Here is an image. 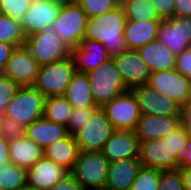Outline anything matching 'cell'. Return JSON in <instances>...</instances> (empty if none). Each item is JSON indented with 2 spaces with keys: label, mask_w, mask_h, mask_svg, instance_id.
<instances>
[{
  "label": "cell",
  "mask_w": 191,
  "mask_h": 190,
  "mask_svg": "<svg viewBox=\"0 0 191 190\" xmlns=\"http://www.w3.org/2000/svg\"><path fill=\"white\" fill-rule=\"evenodd\" d=\"M126 15L123 7L88 18L84 38L99 41L107 49L110 57L127 50L124 39Z\"/></svg>",
  "instance_id": "6da1fadb"
},
{
  "label": "cell",
  "mask_w": 191,
  "mask_h": 190,
  "mask_svg": "<svg viewBox=\"0 0 191 190\" xmlns=\"http://www.w3.org/2000/svg\"><path fill=\"white\" fill-rule=\"evenodd\" d=\"M86 74L90 81L92 97L100 108L128 91L112 58Z\"/></svg>",
  "instance_id": "7a4b0ae2"
},
{
  "label": "cell",
  "mask_w": 191,
  "mask_h": 190,
  "mask_svg": "<svg viewBox=\"0 0 191 190\" xmlns=\"http://www.w3.org/2000/svg\"><path fill=\"white\" fill-rule=\"evenodd\" d=\"M109 163L101 151H80L69 173L83 189L104 190Z\"/></svg>",
  "instance_id": "3957f363"
},
{
  "label": "cell",
  "mask_w": 191,
  "mask_h": 190,
  "mask_svg": "<svg viewBox=\"0 0 191 190\" xmlns=\"http://www.w3.org/2000/svg\"><path fill=\"white\" fill-rule=\"evenodd\" d=\"M87 20L86 13L77 2H62L58 17L51 28L71 50L84 39Z\"/></svg>",
  "instance_id": "277c9868"
},
{
  "label": "cell",
  "mask_w": 191,
  "mask_h": 190,
  "mask_svg": "<svg viewBox=\"0 0 191 190\" xmlns=\"http://www.w3.org/2000/svg\"><path fill=\"white\" fill-rule=\"evenodd\" d=\"M75 73L74 61L69 55L60 61L40 66L33 86L46 98L64 95Z\"/></svg>",
  "instance_id": "5b68a950"
},
{
  "label": "cell",
  "mask_w": 191,
  "mask_h": 190,
  "mask_svg": "<svg viewBox=\"0 0 191 190\" xmlns=\"http://www.w3.org/2000/svg\"><path fill=\"white\" fill-rule=\"evenodd\" d=\"M45 99L46 97L34 86L19 87L7 104L5 115L28 127L43 117Z\"/></svg>",
  "instance_id": "8992f818"
},
{
  "label": "cell",
  "mask_w": 191,
  "mask_h": 190,
  "mask_svg": "<svg viewBox=\"0 0 191 190\" xmlns=\"http://www.w3.org/2000/svg\"><path fill=\"white\" fill-rule=\"evenodd\" d=\"M25 46L40 66L60 61L70 55V49L52 28L27 37Z\"/></svg>",
  "instance_id": "52a82bcc"
},
{
  "label": "cell",
  "mask_w": 191,
  "mask_h": 190,
  "mask_svg": "<svg viewBox=\"0 0 191 190\" xmlns=\"http://www.w3.org/2000/svg\"><path fill=\"white\" fill-rule=\"evenodd\" d=\"M114 128L99 107L73 136L81 152L101 151Z\"/></svg>",
  "instance_id": "ba28073f"
},
{
  "label": "cell",
  "mask_w": 191,
  "mask_h": 190,
  "mask_svg": "<svg viewBox=\"0 0 191 190\" xmlns=\"http://www.w3.org/2000/svg\"><path fill=\"white\" fill-rule=\"evenodd\" d=\"M128 91L138 102L141 114L154 116L180 115L181 106L174 100L155 91L148 82L134 84Z\"/></svg>",
  "instance_id": "9c48e42d"
},
{
  "label": "cell",
  "mask_w": 191,
  "mask_h": 190,
  "mask_svg": "<svg viewBox=\"0 0 191 190\" xmlns=\"http://www.w3.org/2000/svg\"><path fill=\"white\" fill-rule=\"evenodd\" d=\"M101 109L114 130L134 131L141 116L139 104L129 91L107 102Z\"/></svg>",
  "instance_id": "30bf717a"
},
{
  "label": "cell",
  "mask_w": 191,
  "mask_h": 190,
  "mask_svg": "<svg viewBox=\"0 0 191 190\" xmlns=\"http://www.w3.org/2000/svg\"><path fill=\"white\" fill-rule=\"evenodd\" d=\"M148 83L155 91L174 100L180 106L191 98V80L175 68L153 72Z\"/></svg>",
  "instance_id": "8fae6325"
},
{
  "label": "cell",
  "mask_w": 191,
  "mask_h": 190,
  "mask_svg": "<svg viewBox=\"0 0 191 190\" xmlns=\"http://www.w3.org/2000/svg\"><path fill=\"white\" fill-rule=\"evenodd\" d=\"M61 3L58 0H33L21 20V27L25 38L50 29L58 17Z\"/></svg>",
  "instance_id": "7c38bea8"
},
{
  "label": "cell",
  "mask_w": 191,
  "mask_h": 190,
  "mask_svg": "<svg viewBox=\"0 0 191 190\" xmlns=\"http://www.w3.org/2000/svg\"><path fill=\"white\" fill-rule=\"evenodd\" d=\"M157 40L176 56L191 47V16L161 19Z\"/></svg>",
  "instance_id": "4fadbf2b"
},
{
  "label": "cell",
  "mask_w": 191,
  "mask_h": 190,
  "mask_svg": "<svg viewBox=\"0 0 191 190\" xmlns=\"http://www.w3.org/2000/svg\"><path fill=\"white\" fill-rule=\"evenodd\" d=\"M39 70L40 64L23 45L15 47L3 70V75L12 79L20 87L33 86Z\"/></svg>",
  "instance_id": "5bb4252c"
},
{
  "label": "cell",
  "mask_w": 191,
  "mask_h": 190,
  "mask_svg": "<svg viewBox=\"0 0 191 190\" xmlns=\"http://www.w3.org/2000/svg\"><path fill=\"white\" fill-rule=\"evenodd\" d=\"M139 160L142 166L159 170L179 168V160L164 139H149L140 141Z\"/></svg>",
  "instance_id": "9a60e30c"
},
{
  "label": "cell",
  "mask_w": 191,
  "mask_h": 190,
  "mask_svg": "<svg viewBox=\"0 0 191 190\" xmlns=\"http://www.w3.org/2000/svg\"><path fill=\"white\" fill-rule=\"evenodd\" d=\"M125 86L129 89L134 84L149 82L153 71L142 60L137 50L127 49L112 57Z\"/></svg>",
  "instance_id": "2e32d148"
},
{
  "label": "cell",
  "mask_w": 191,
  "mask_h": 190,
  "mask_svg": "<svg viewBox=\"0 0 191 190\" xmlns=\"http://www.w3.org/2000/svg\"><path fill=\"white\" fill-rule=\"evenodd\" d=\"M140 141L133 130H114L101 153L109 162L139 158Z\"/></svg>",
  "instance_id": "e0dca14e"
},
{
  "label": "cell",
  "mask_w": 191,
  "mask_h": 190,
  "mask_svg": "<svg viewBox=\"0 0 191 190\" xmlns=\"http://www.w3.org/2000/svg\"><path fill=\"white\" fill-rule=\"evenodd\" d=\"M70 55L78 73L95 70L111 58L102 43L85 38L80 42L79 46L70 50Z\"/></svg>",
  "instance_id": "ac0fdd59"
},
{
  "label": "cell",
  "mask_w": 191,
  "mask_h": 190,
  "mask_svg": "<svg viewBox=\"0 0 191 190\" xmlns=\"http://www.w3.org/2000/svg\"><path fill=\"white\" fill-rule=\"evenodd\" d=\"M181 125V115L154 116L141 114L135 134L139 141L163 139Z\"/></svg>",
  "instance_id": "d6986e66"
},
{
  "label": "cell",
  "mask_w": 191,
  "mask_h": 190,
  "mask_svg": "<svg viewBox=\"0 0 191 190\" xmlns=\"http://www.w3.org/2000/svg\"><path fill=\"white\" fill-rule=\"evenodd\" d=\"M68 173L66 169L43 156L27 169V184L39 189L50 190Z\"/></svg>",
  "instance_id": "ffe728a7"
},
{
  "label": "cell",
  "mask_w": 191,
  "mask_h": 190,
  "mask_svg": "<svg viewBox=\"0 0 191 190\" xmlns=\"http://www.w3.org/2000/svg\"><path fill=\"white\" fill-rule=\"evenodd\" d=\"M141 166L139 158L110 162L104 190H129Z\"/></svg>",
  "instance_id": "44dd1931"
},
{
  "label": "cell",
  "mask_w": 191,
  "mask_h": 190,
  "mask_svg": "<svg viewBox=\"0 0 191 190\" xmlns=\"http://www.w3.org/2000/svg\"><path fill=\"white\" fill-rule=\"evenodd\" d=\"M161 20H126L124 39L127 49L138 50L157 38Z\"/></svg>",
  "instance_id": "7402d4cb"
},
{
  "label": "cell",
  "mask_w": 191,
  "mask_h": 190,
  "mask_svg": "<svg viewBox=\"0 0 191 190\" xmlns=\"http://www.w3.org/2000/svg\"><path fill=\"white\" fill-rule=\"evenodd\" d=\"M9 160L13 165L29 169L43 154V148L37 145L32 139L26 135L20 136L14 140L9 141Z\"/></svg>",
  "instance_id": "603a6c76"
},
{
  "label": "cell",
  "mask_w": 191,
  "mask_h": 190,
  "mask_svg": "<svg viewBox=\"0 0 191 190\" xmlns=\"http://www.w3.org/2000/svg\"><path fill=\"white\" fill-rule=\"evenodd\" d=\"M153 72L175 68L176 55L161 41L155 39L137 50Z\"/></svg>",
  "instance_id": "cb8c5ba5"
},
{
  "label": "cell",
  "mask_w": 191,
  "mask_h": 190,
  "mask_svg": "<svg viewBox=\"0 0 191 190\" xmlns=\"http://www.w3.org/2000/svg\"><path fill=\"white\" fill-rule=\"evenodd\" d=\"M25 135L45 149L56 141L65 138L68 132L65 126L42 117L26 127Z\"/></svg>",
  "instance_id": "d4e9b609"
},
{
  "label": "cell",
  "mask_w": 191,
  "mask_h": 190,
  "mask_svg": "<svg viewBox=\"0 0 191 190\" xmlns=\"http://www.w3.org/2000/svg\"><path fill=\"white\" fill-rule=\"evenodd\" d=\"M79 153L80 150L74 136L70 134L43 149L45 158L54 161L68 172L76 163Z\"/></svg>",
  "instance_id": "484cf974"
},
{
  "label": "cell",
  "mask_w": 191,
  "mask_h": 190,
  "mask_svg": "<svg viewBox=\"0 0 191 190\" xmlns=\"http://www.w3.org/2000/svg\"><path fill=\"white\" fill-rule=\"evenodd\" d=\"M64 96L72 108L98 107L92 97L90 81L86 73L74 74Z\"/></svg>",
  "instance_id": "4316f807"
},
{
  "label": "cell",
  "mask_w": 191,
  "mask_h": 190,
  "mask_svg": "<svg viewBox=\"0 0 191 190\" xmlns=\"http://www.w3.org/2000/svg\"><path fill=\"white\" fill-rule=\"evenodd\" d=\"M72 109L71 104L64 95L47 97L43 117L67 127Z\"/></svg>",
  "instance_id": "83f0119b"
},
{
  "label": "cell",
  "mask_w": 191,
  "mask_h": 190,
  "mask_svg": "<svg viewBox=\"0 0 191 190\" xmlns=\"http://www.w3.org/2000/svg\"><path fill=\"white\" fill-rule=\"evenodd\" d=\"M27 184V170L13 165L10 160L0 165V190H19Z\"/></svg>",
  "instance_id": "f1b7e54d"
},
{
  "label": "cell",
  "mask_w": 191,
  "mask_h": 190,
  "mask_svg": "<svg viewBox=\"0 0 191 190\" xmlns=\"http://www.w3.org/2000/svg\"><path fill=\"white\" fill-rule=\"evenodd\" d=\"M21 21L0 13V42L21 47L25 45Z\"/></svg>",
  "instance_id": "f546056e"
},
{
  "label": "cell",
  "mask_w": 191,
  "mask_h": 190,
  "mask_svg": "<svg viewBox=\"0 0 191 190\" xmlns=\"http://www.w3.org/2000/svg\"><path fill=\"white\" fill-rule=\"evenodd\" d=\"M122 7L125 11L126 20H161L150 0H130Z\"/></svg>",
  "instance_id": "4dcf8cb0"
},
{
  "label": "cell",
  "mask_w": 191,
  "mask_h": 190,
  "mask_svg": "<svg viewBox=\"0 0 191 190\" xmlns=\"http://www.w3.org/2000/svg\"><path fill=\"white\" fill-rule=\"evenodd\" d=\"M161 170L141 166L129 190H159Z\"/></svg>",
  "instance_id": "1f68e13d"
},
{
  "label": "cell",
  "mask_w": 191,
  "mask_h": 190,
  "mask_svg": "<svg viewBox=\"0 0 191 190\" xmlns=\"http://www.w3.org/2000/svg\"><path fill=\"white\" fill-rule=\"evenodd\" d=\"M163 139L168 142L171 152L177 155L179 161L186 155L188 151L186 145L190 138L182 125L166 135Z\"/></svg>",
  "instance_id": "d6a6232c"
},
{
  "label": "cell",
  "mask_w": 191,
  "mask_h": 190,
  "mask_svg": "<svg viewBox=\"0 0 191 190\" xmlns=\"http://www.w3.org/2000/svg\"><path fill=\"white\" fill-rule=\"evenodd\" d=\"M33 0H1L0 13L21 21Z\"/></svg>",
  "instance_id": "836d02e7"
},
{
  "label": "cell",
  "mask_w": 191,
  "mask_h": 190,
  "mask_svg": "<svg viewBox=\"0 0 191 190\" xmlns=\"http://www.w3.org/2000/svg\"><path fill=\"white\" fill-rule=\"evenodd\" d=\"M88 18L110 12L117 7L113 0H77Z\"/></svg>",
  "instance_id": "e575fe53"
},
{
  "label": "cell",
  "mask_w": 191,
  "mask_h": 190,
  "mask_svg": "<svg viewBox=\"0 0 191 190\" xmlns=\"http://www.w3.org/2000/svg\"><path fill=\"white\" fill-rule=\"evenodd\" d=\"M98 108L99 107L73 108L66 127L68 134L73 136L82 126L87 123L92 114Z\"/></svg>",
  "instance_id": "d590c367"
},
{
  "label": "cell",
  "mask_w": 191,
  "mask_h": 190,
  "mask_svg": "<svg viewBox=\"0 0 191 190\" xmlns=\"http://www.w3.org/2000/svg\"><path fill=\"white\" fill-rule=\"evenodd\" d=\"M19 85L5 75L0 76V118L5 115L7 104L13 99Z\"/></svg>",
  "instance_id": "8d00e7d4"
},
{
  "label": "cell",
  "mask_w": 191,
  "mask_h": 190,
  "mask_svg": "<svg viewBox=\"0 0 191 190\" xmlns=\"http://www.w3.org/2000/svg\"><path fill=\"white\" fill-rule=\"evenodd\" d=\"M159 190H185L181 170H161Z\"/></svg>",
  "instance_id": "74e56055"
},
{
  "label": "cell",
  "mask_w": 191,
  "mask_h": 190,
  "mask_svg": "<svg viewBox=\"0 0 191 190\" xmlns=\"http://www.w3.org/2000/svg\"><path fill=\"white\" fill-rule=\"evenodd\" d=\"M26 127L17 123L12 118L3 115L0 118V135L7 141L14 140L20 136H24Z\"/></svg>",
  "instance_id": "f35d334b"
},
{
  "label": "cell",
  "mask_w": 191,
  "mask_h": 190,
  "mask_svg": "<svg viewBox=\"0 0 191 190\" xmlns=\"http://www.w3.org/2000/svg\"><path fill=\"white\" fill-rule=\"evenodd\" d=\"M175 69L191 80V47L177 55Z\"/></svg>",
  "instance_id": "ab89813d"
},
{
  "label": "cell",
  "mask_w": 191,
  "mask_h": 190,
  "mask_svg": "<svg viewBox=\"0 0 191 190\" xmlns=\"http://www.w3.org/2000/svg\"><path fill=\"white\" fill-rule=\"evenodd\" d=\"M161 19L173 17L174 0H150Z\"/></svg>",
  "instance_id": "60d3db41"
},
{
  "label": "cell",
  "mask_w": 191,
  "mask_h": 190,
  "mask_svg": "<svg viewBox=\"0 0 191 190\" xmlns=\"http://www.w3.org/2000/svg\"><path fill=\"white\" fill-rule=\"evenodd\" d=\"M180 115L181 125L184 127L188 137L191 139V98L181 106Z\"/></svg>",
  "instance_id": "b9f144b4"
},
{
  "label": "cell",
  "mask_w": 191,
  "mask_h": 190,
  "mask_svg": "<svg viewBox=\"0 0 191 190\" xmlns=\"http://www.w3.org/2000/svg\"><path fill=\"white\" fill-rule=\"evenodd\" d=\"M50 190H83V188L75 181L73 176L68 173L60 179Z\"/></svg>",
  "instance_id": "7bdbcfd3"
},
{
  "label": "cell",
  "mask_w": 191,
  "mask_h": 190,
  "mask_svg": "<svg viewBox=\"0 0 191 190\" xmlns=\"http://www.w3.org/2000/svg\"><path fill=\"white\" fill-rule=\"evenodd\" d=\"M191 16V0H174L173 17Z\"/></svg>",
  "instance_id": "ee69618b"
},
{
  "label": "cell",
  "mask_w": 191,
  "mask_h": 190,
  "mask_svg": "<svg viewBox=\"0 0 191 190\" xmlns=\"http://www.w3.org/2000/svg\"><path fill=\"white\" fill-rule=\"evenodd\" d=\"M15 47L4 42H0V69L3 71L8 59L10 58Z\"/></svg>",
  "instance_id": "f6af8a7d"
},
{
  "label": "cell",
  "mask_w": 191,
  "mask_h": 190,
  "mask_svg": "<svg viewBox=\"0 0 191 190\" xmlns=\"http://www.w3.org/2000/svg\"><path fill=\"white\" fill-rule=\"evenodd\" d=\"M9 141L0 135V165L2 162L9 160Z\"/></svg>",
  "instance_id": "bcb514c9"
},
{
  "label": "cell",
  "mask_w": 191,
  "mask_h": 190,
  "mask_svg": "<svg viewBox=\"0 0 191 190\" xmlns=\"http://www.w3.org/2000/svg\"><path fill=\"white\" fill-rule=\"evenodd\" d=\"M183 181H184V189L191 190V166L188 167H180Z\"/></svg>",
  "instance_id": "7dc6e473"
},
{
  "label": "cell",
  "mask_w": 191,
  "mask_h": 190,
  "mask_svg": "<svg viewBox=\"0 0 191 190\" xmlns=\"http://www.w3.org/2000/svg\"><path fill=\"white\" fill-rule=\"evenodd\" d=\"M186 147L188 148V151L186 152V155L179 161V168L191 166V139L188 140Z\"/></svg>",
  "instance_id": "c3c4849f"
},
{
  "label": "cell",
  "mask_w": 191,
  "mask_h": 190,
  "mask_svg": "<svg viewBox=\"0 0 191 190\" xmlns=\"http://www.w3.org/2000/svg\"><path fill=\"white\" fill-rule=\"evenodd\" d=\"M19 190H44V189H39L37 187H33V186L26 184L23 187H21Z\"/></svg>",
  "instance_id": "681fc988"
},
{
  "label": "cell",
  "mask_w": 191,
  "mask_h": 190,
  "mask_svg": "<svg viewBox=\"0 0 191 190\" xmlns=\"http://www.w3.org/2000/svg\"><path fill=\"white\" fill-rule=\"evenodd\" d=\"M114 3L118 6V7H122L123 5H125L127 2H129L130 0H113Z\"/></svg>",
  "instance_id": "f907efd6"
},
{
  "label": "cell",
  "mask_w": 191,
  "mask_h": 190,
  "mask_svg": "<svg viewBox=\"0 0 191 190\" xmlns=\"http://www.w3.org/2000/svg\"><path fill=\"white\" fill-rule=\"evenodd\" d=\"M58 1H61V2H76L77 0H58Z\"/></svg>",
  "instance_id": "816d5d0a"
}]
</instances>
